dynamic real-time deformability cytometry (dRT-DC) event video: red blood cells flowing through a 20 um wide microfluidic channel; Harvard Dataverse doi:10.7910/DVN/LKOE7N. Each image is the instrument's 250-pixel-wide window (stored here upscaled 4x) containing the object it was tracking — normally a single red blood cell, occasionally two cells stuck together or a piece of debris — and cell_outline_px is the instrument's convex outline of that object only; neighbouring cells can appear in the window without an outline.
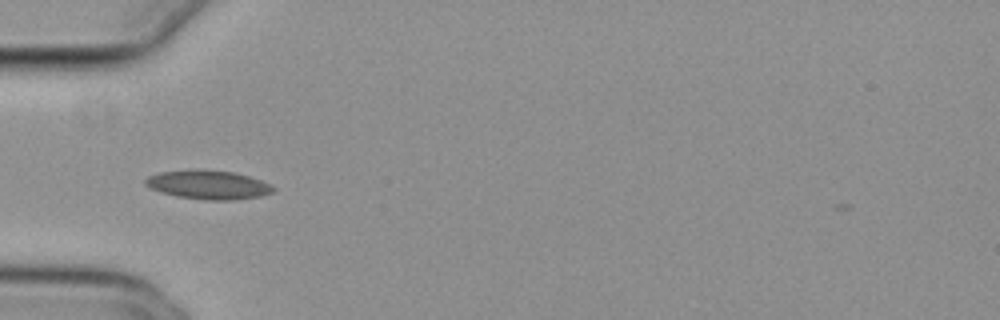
{"species": "common noctule bat (a hibernating species)", "species_latin": "Nyctalus noctula", "temperature_condition": "cold", "stored_images_in_passage": 33, "camera_frame_rate_fps": 3000, "um_per_image_px": 0.085, "animal": {"sex": "female", "body_mass_g": 29.2, "forearm_length_mm": 56.3}, "frame": {"image": 1, "passage_image": 1, "time_ms": 0.0, "image_size_px": [1000, 320], "cell_outline_px": [[276, 188], [272, 192], [260, 196], [232, 200], [204, 200], [176, 196], [160, 192], [148, 188], [144, 184], [144, 180], [148, 176], [160, 172], [232, 172], [248, 176], [260, 180]], "centroid_in_image_um": [17.68, 15.76], "position_along_channel_um": 67.3, "area_um2": 20.63}}
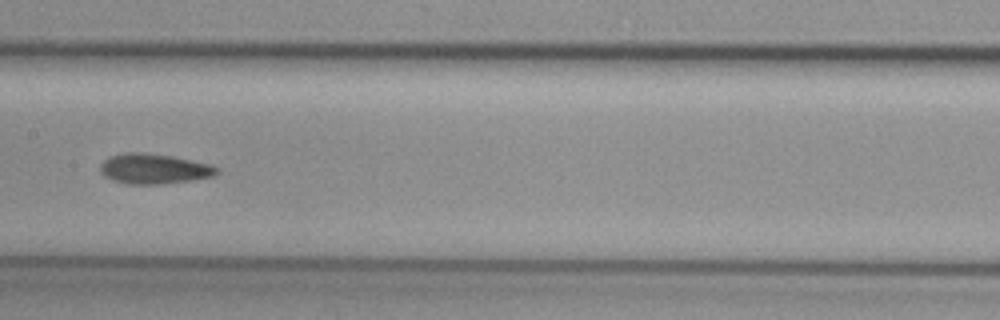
{"frame": {"image": 2, "passage_image": 11, "time_ms": 3.333, "image_size_px": [1000, 320], "cell_outline_px": [[220, 172], [216, 176], [192, 180], [160, 184], [128, 184], [112, 180], [104, 176], [100, 172], [100, 164], [108, 156], [124, 152], [140, 152], [172, 156], [212, 164], [220, 168]], "centroid_in_image_um": [13.11, 14.34], "position_along_channel_um": 194.3, "area_um2": 20.81}}
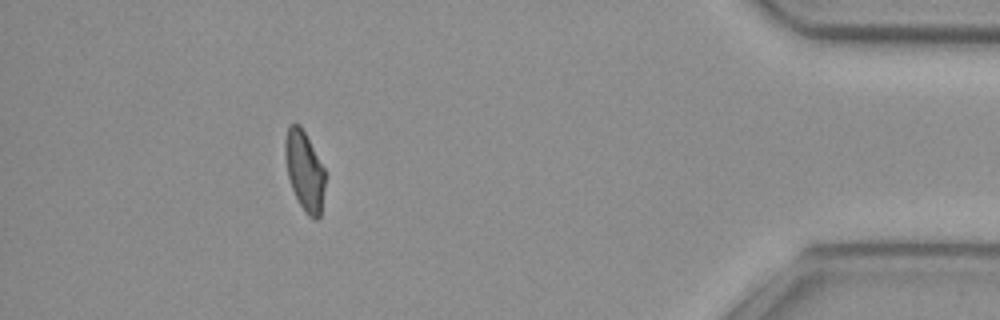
{"frame": {"image": 3, "passage_image": 32, "time_ms": 10.333, "image_size_px": [1000, 320], "cell_outline_px": [[324, 188], [320, 216], [316, 220], [308, 216], [304, 212], [292, 188], [288, 176], [284, 152], [284, 140], [288, 124], [300, 124], [324, 168]], "centroid_in_image_um": [25.86, 14.5], "position_along_channel_um": 409.3, "area_um2": 18.38}, "authors_computed_cell_mechanics": {"area_um2": 19.7676, "velocity_mm_per_s": 3.8331, "shape_relaxation_time_tau1_ms": null, "shape_relaxation_time_tau2_ms": 3.1924, "deformation_change_tau1": null, "deformation_change_tau2": 0.0778}}